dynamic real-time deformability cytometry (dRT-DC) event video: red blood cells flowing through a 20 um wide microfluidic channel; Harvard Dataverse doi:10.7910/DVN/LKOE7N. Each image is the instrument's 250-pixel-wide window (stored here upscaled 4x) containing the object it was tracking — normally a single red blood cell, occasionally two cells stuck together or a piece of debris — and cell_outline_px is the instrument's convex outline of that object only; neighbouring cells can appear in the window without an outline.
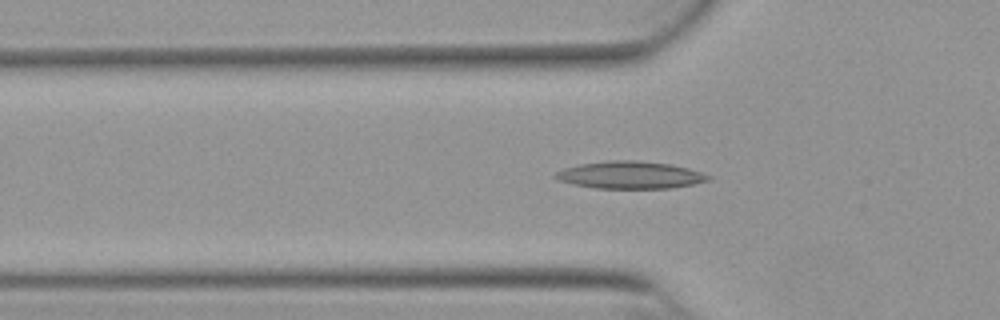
{"species": "Egyptian fruit bat (a non-hibernating species)", "species_latin": "Rousettus aegyptiacus", "temperature_condition": "warm", "stored_images_in_passage": 51, "camera_frame_rate_fps": 3000, "um_per_image_px": 0.085, "animal": {"sex": "female"}, "frame": {"image": 1, "passage_image": 16, "time_ms": 5.0, "image_size_px": [1000, 320], "cell_outline_px": [[712, 180], [672, 188], [596, 188], [572, 184], [560, 180], [552, 176], [556, 172], [564, 168], [580, 164], [608, 160], [636, 160], [672, 164], [688, 168], [712, 176]], "centroid_in_image_um": [53.58, 14.87], "position_along_channel_um": 72.2, "area_um2": 24.39}}
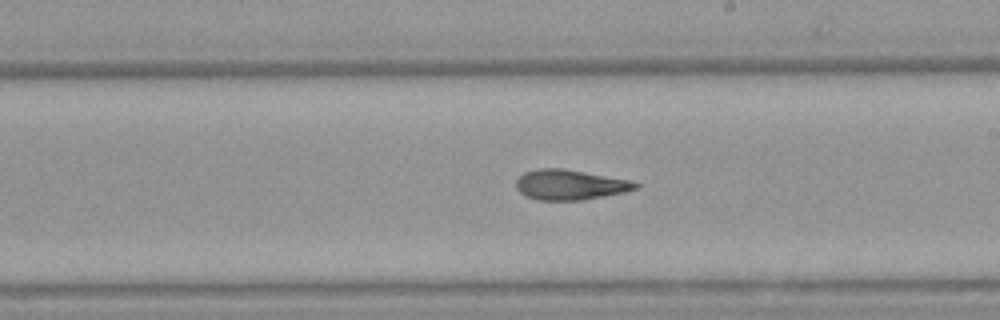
{"frame": {"image": 2, "passage_image": 29, "time_ms": 9.333, "image_size_px": [1000, 320], "cell_outline_px": [[640, 188], [624, 192], [604, 196], [580, 200], [536, 200], [524, 196], [516, 188], [516, 180], [524, 172], [540, 168], [560, 168], [632, 180], [640, 184]], "centroid_in_image_um": [48.45, 15.71], "position_along_channel_um": 240.5, "area_um2": 21.04}}
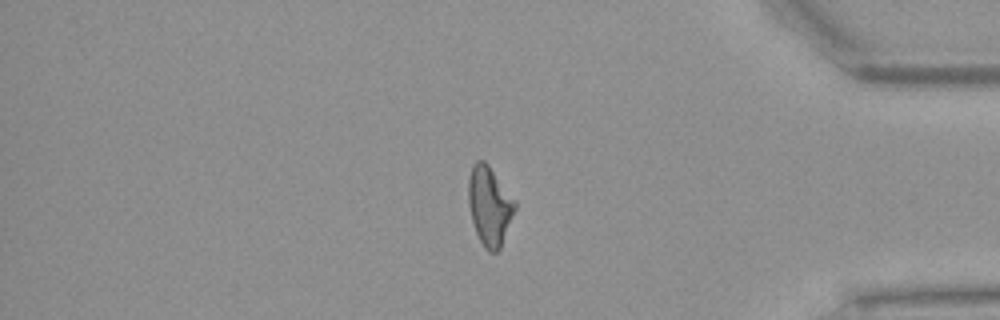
{"frame": {"image": 3, "passage_image": 43, "time_ms": 14.0, "image_size_px": [1000, 320], "cell_outline_px": [[516, 208], [500, 248], [496, 252], [488, 252], [484, 248], [476, 232], [472, 220], [468, 204], [468, 180], [472, 164], [476, 160], [484, 160], [488, 164], [516, 200]], "centroid_in_image_um": [41.6, 17.47], "position_along_channel_um": 393.6, "area_um2": 21.5}, "authors_computed_cell_mechanics": {"area_um2": 21.5016, "velocity_mm_per_s": 3.8817, "shape_relaxation_time_tau1_ms": null, "shape_relaxation_time_tau2_ms": 2.0617, "deformation_change_tau1": null, "deformation_change_tau2": 0.1056}}